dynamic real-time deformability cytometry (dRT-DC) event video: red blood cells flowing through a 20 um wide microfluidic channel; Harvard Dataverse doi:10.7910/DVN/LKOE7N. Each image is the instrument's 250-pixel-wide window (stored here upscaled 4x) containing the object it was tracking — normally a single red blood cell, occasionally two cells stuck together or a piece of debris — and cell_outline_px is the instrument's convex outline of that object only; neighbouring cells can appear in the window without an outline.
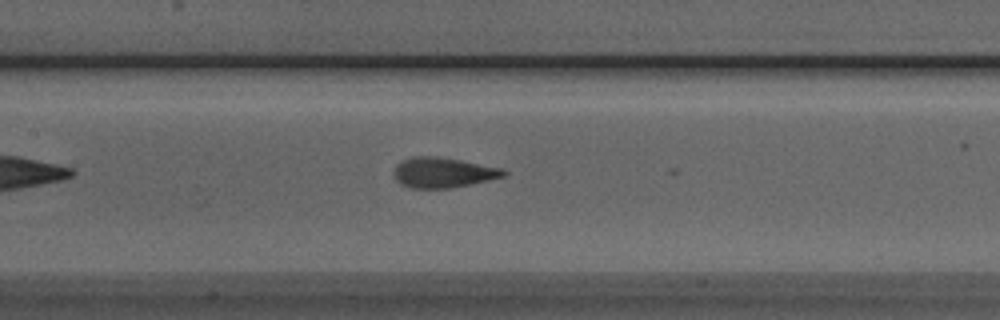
{"species": "Egyptian fruit bat (a non-hibernating species)", "species_latin": "Rousettus aegyptiacus", "temperature_condition": "room temperature", "stored_images_in_passage": 15, "camera_frame_rate_fps": 3000, "um_per_image_px": 0.085, "animal": {"sex": "male"}, "frame": {"image": 1, "passage_image": 8, "time_ms": 2.333, "image_size_px": [1000, 320], "cell_outline_px": [[508, 172], [504, 176], [488, 180], [452, 188], [408, 188], [400, 184], [392, 176], [392, 172], [396, 164], [400, 160], [412, 156], [436, 156], [460, 160], [500, 168]], "centroid_in_image_um": [37.56, 14.66], "position_along_channel_um": 169.8, "area_um2": 19.48}}
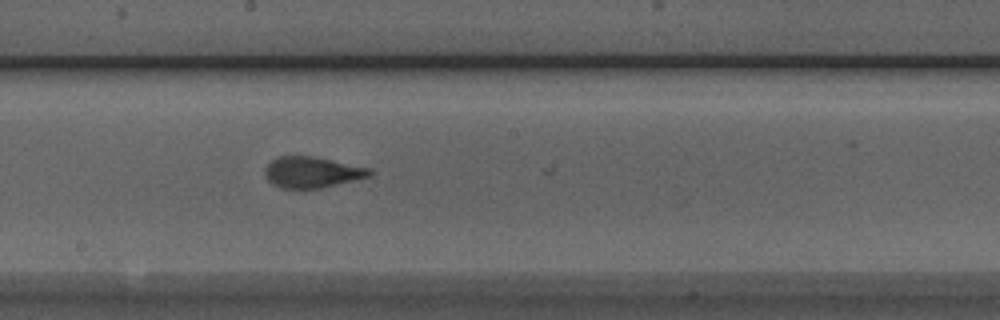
{"frame": {"image": 2, "passage_image": 12, "time_ms": 3.667, "image_size_px": [1000, 320], "cell_outline_px": [[372, 176], [320, 188], [280, 188], [272, 184], [268, 180], [264, 172], [264, 168], [276, 156], [312, 156], [372, 168]], "centroid_in_image_um": [26.52, 14.63], "position_along_channel_um": 221.7, "area_um2": 18.96}}